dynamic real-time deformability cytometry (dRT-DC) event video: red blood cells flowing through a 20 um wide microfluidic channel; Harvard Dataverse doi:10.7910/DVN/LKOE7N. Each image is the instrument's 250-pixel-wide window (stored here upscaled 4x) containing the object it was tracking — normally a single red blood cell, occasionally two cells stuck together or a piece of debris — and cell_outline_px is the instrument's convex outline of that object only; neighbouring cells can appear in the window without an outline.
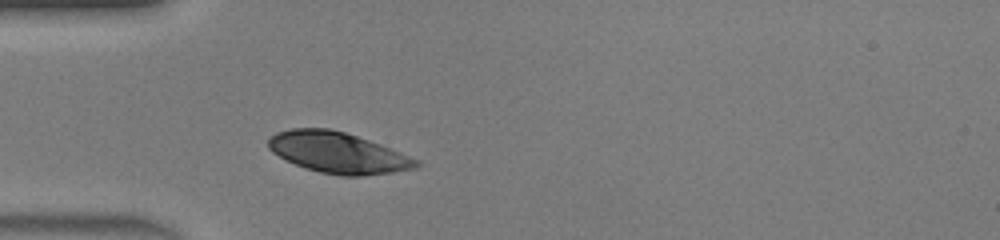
{"species": "human", "species_latin": "Homo sapiens", "temperature_condition": "warm", "stored_images_in_passage": 27, "camera_frame_rate_fps": 3000, "um_per_image_px": 0.085, "donor": {"sex": "male"}, "frame": {"image": 1, "passage_image": 1, "time_ms": 0.0, "image_size_px": [1000, 240], "cell_outline_px": [[424, 164], [416, 168], [392, 172], [360, 176], [340, 176], [320, 172], [296, 164], [272, 152], [268, 148], [268, 140], [276, 132], [292, 128], [328, 128], [344, 132], [380, 144], [420, 160]], "centroid_in_image_um": [28.76, 12.98], "position_along_channel_um": 56.2, "area_um2": 35.03}}
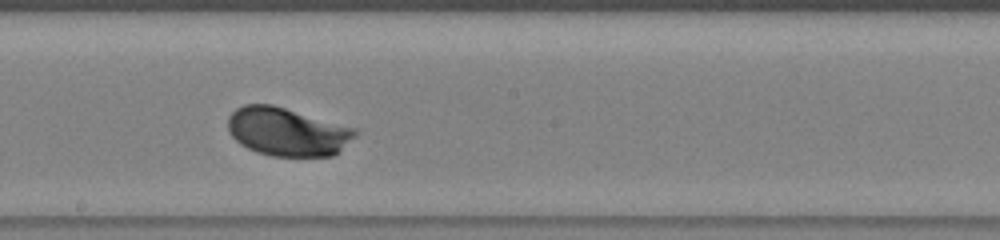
{"frame": {"image": 2, "passage_image": 13, "time_ms": 4.0, "image_size_px": [1000, 240], "cell_outline_px": [[360, 132], [340, 152], [332, 156], [272, 156], [256, 152], [240, 144], [228, 132], [228, 116], [236, 108], [244, 104], [272, 104], [356, 128]], "centroid_in_image_um": [24.43, 11.2], "position_along_channel_um": 223.8, "area_um2": 36.13}}
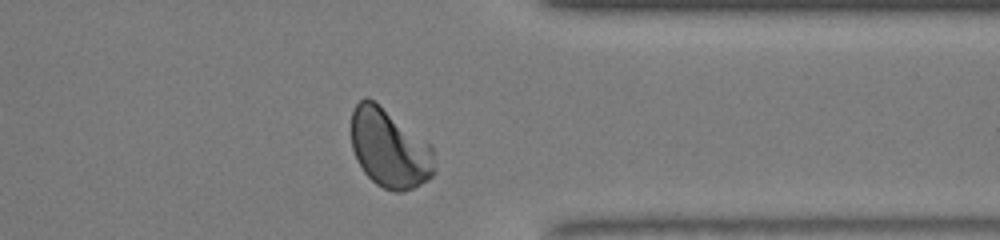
{"frame": {"image": 3, "passage_image": 24, "time_ms": 7.667, "image_size_px": [1000, 240], "cell_outline_px": [[436, 172], [428, 180], [404, 192], [392, 192], [376, 184], [364, 172], [356, 160], [352, 148], [352, 108], [364, 96], [368, 96], [432, 144]], "centroid_in_image_um": [33.12, 12.62], "position_along_channel_um": 378.3, "area_um2": 38.61}, "authors_computed_cell_mechanics": {"area_um2": 35.7782, "velocity_mm_per_s": 4.3586, "shape_relaxation_time_tau1_ms": 1.2828, "shape_relaxation_time_tau2_ms": null, "deformation_change_tau1": 0.1126, "deformation_change_tau2": null}}